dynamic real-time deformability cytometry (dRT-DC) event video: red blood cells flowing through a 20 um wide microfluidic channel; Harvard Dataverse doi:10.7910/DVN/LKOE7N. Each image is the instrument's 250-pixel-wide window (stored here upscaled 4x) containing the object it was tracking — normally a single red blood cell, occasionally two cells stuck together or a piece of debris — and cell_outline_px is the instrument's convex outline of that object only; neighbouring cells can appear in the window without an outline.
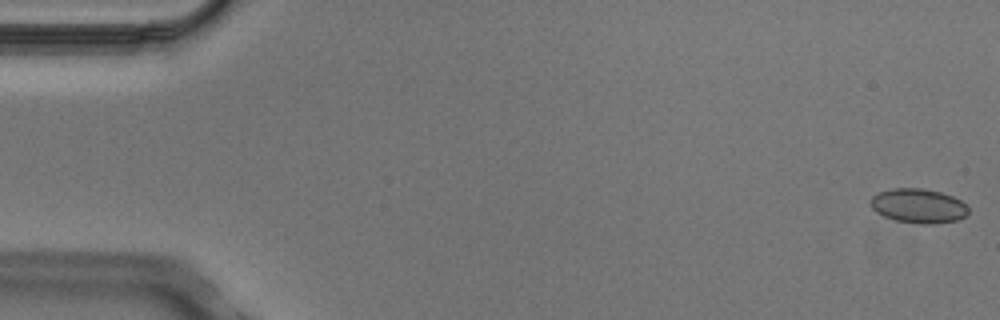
{"species": "Egyptian fruit bat (a non-hibernating species)", "species_latin": "Rousettus aegyptiacus", "temperature_condition": "cold", "stored_images_in_passage": 6, "camera_frame_rate_fps": 3000, "um_per_image_px": 0.085, "animal": {"sex": "male"}, "frame": {"image": 1, "passage_image": 1, "time_ms": 0.0, "image_size_px": [1000, 320], "cell_outline_px": [[968, 212], [964, 216], [956, 220], [932, 224], [920, 224], [896, 220], [884, 216], [876, 212], [872, 208], [868, 200], [872, 196], [880, 192], [892, 188], [920, 188], [940, 192], [952, 196], [960, 200], [968, 208]], "centroid_in_image_um": [78.02, 17.49], "position_along_channel_um": 7.0, "area_um2": 19.48}}
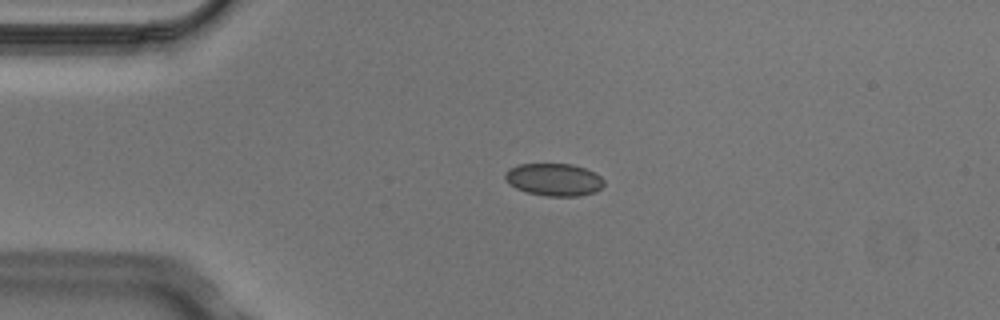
{"frame": {"image": 2, "passage_image": 4, "time_ms": 1.0, "image_size_px": [1000, 320], "cell_outline_px": [[604, 184], [596, 192], [580, 196], [548, 196], [528, 192], [516, 188], [508, 184], [504, 176], [504, 172], [508, 168], [520, 164], [572, 164], [596, 172], [604, 180]], "centroid_in_image_um": [47.09, 15.26], "position_along_channel_um": 37.9, "area_um2": 18.84}}
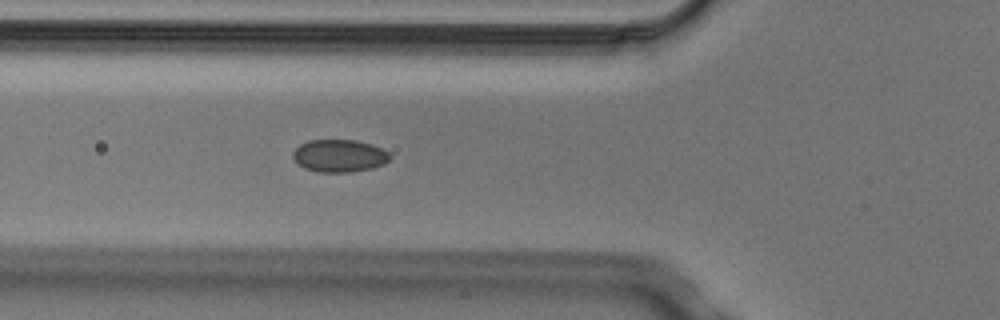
{"frame": {"image": 3, "passage_image": 6, "time_ms": 1.667, "image_size_px": [1000, 320], "cell_outline_px": [[392, 156], [384, 164], [372, 168], [352, 172], [320, 172], [304, 168], [292, 156], [292, 152], [300, 144], [308, 140], [356, 140], [372, 144], [388, 152]], "centroid_in_image_um": [28.85, 13.24], "position_along_channel_um": 96.9, "area_um2": 18.38}}